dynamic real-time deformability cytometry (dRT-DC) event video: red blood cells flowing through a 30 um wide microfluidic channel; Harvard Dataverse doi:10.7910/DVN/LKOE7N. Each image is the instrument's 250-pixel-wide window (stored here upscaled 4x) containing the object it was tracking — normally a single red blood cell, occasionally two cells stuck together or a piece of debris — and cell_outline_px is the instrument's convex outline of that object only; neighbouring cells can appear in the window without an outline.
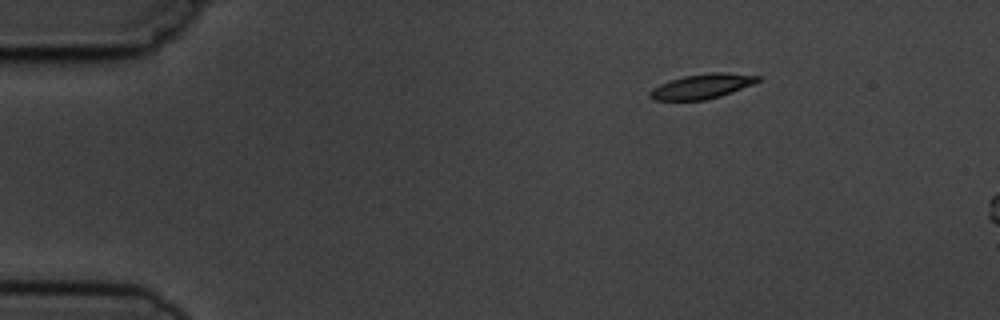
{"species": "common noctule bat (a hibernating species)", "species_latin": "Nyctalus noctula", "temperature_condition": "cold", "stored_images_in_passage": 3, "camera_frame_rate_fps": 3000, "um_per_image_px": 0.085, "animal": {"sex": "male", "body_mass_g": 19.5, "forearm_length_mm": 54.6}, "frame": {"image": 1, "passage_image": 1, "time_ms": 0.0, "image_size_px": [1000, 320], "cell_outline_px": [[760, 80], [752, 84], [732, 92], [720, 96], [704, 100], [652, 100], [648, 96], [648, 92], [652, 88], [660, 84], [684, 76], [712, 72], [724, 72], [760, 76]], "centroid_in_image_um": [59.63, 7.34], "position_along_channel_um": 25.4, "area_um2": 15.43}}